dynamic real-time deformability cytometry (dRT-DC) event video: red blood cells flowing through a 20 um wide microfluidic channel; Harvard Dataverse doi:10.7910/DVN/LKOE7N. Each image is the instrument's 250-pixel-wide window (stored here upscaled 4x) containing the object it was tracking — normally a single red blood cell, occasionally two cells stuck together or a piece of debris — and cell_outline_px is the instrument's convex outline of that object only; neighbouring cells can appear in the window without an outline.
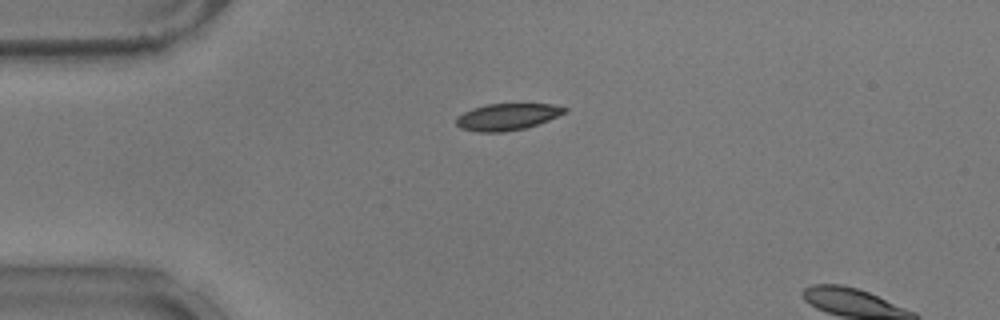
{"species": "common noctule bat (a hibernating species)", "species_latin": "Nyctalus noctula", "temperature_condition": "warm", "stored_images_in_passage": 6, "camera_frame_rate_fps": 3000, "um_per_image_px": 0.085, "animal": {"sex": "male", "body_mass_g": 17.9}, "frame": {"image": 1, "passage_image": 3, "time_ms": 0.667, "image_size_px": [1000, 320], "cell_outline_px": [[568, 108], [564, 112], [548, 120], [524, 128], [504, 132], [476, 132], [460, 128], [456, 124], [456, 116], [472, 108], [488, 104], [552, 104]], "centroid_in_image_um": [43.05, 9.93], "position_along_channel_um": 42.0, "area_um2": 16.7}}